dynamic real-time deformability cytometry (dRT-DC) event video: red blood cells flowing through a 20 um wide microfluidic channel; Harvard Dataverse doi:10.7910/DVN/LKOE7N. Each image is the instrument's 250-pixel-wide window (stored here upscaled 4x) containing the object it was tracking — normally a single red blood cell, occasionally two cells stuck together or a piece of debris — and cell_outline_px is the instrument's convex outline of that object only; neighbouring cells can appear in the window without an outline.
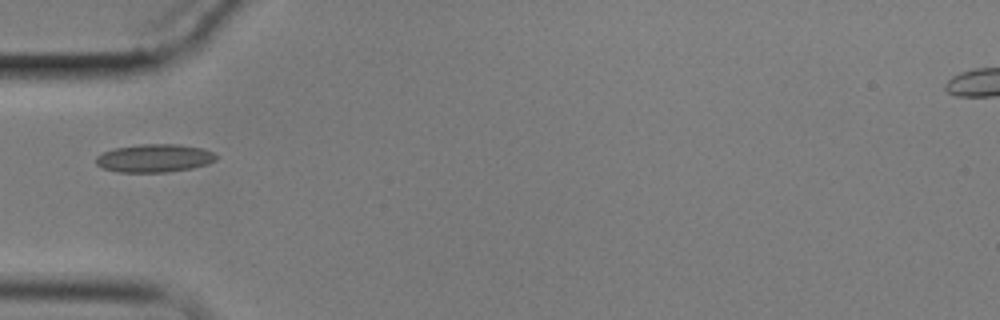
{"species": "common noctule bat (a hibernating species)", "species_latin": "Nyctalus noctula", "temperature_condition": "cold", "stored_images_in_passage": 4, "camera_frame_rate_fps": 3000, "um_per_image_px": 0.085, "animal": {"sex": "male", "body_mass_g": 17.9}, "frame": {"image": 1, "passage_image": 1, "time_ms": 0.0, "image_size_px": [1000, 320], "cell_outline_px": [[220, 156], [216, 160], [208, 164], [192, 168], [168, 172], [116, 172], [104, 168], [96, 164], [96, 156], [104, 152], [116, 148], [140, 144], [180, 144], [204, 148]], "centroid_in_image_um": [13.18, 13.44], "position_along_channel_um": 71.8, "area_um2": 19.83}}
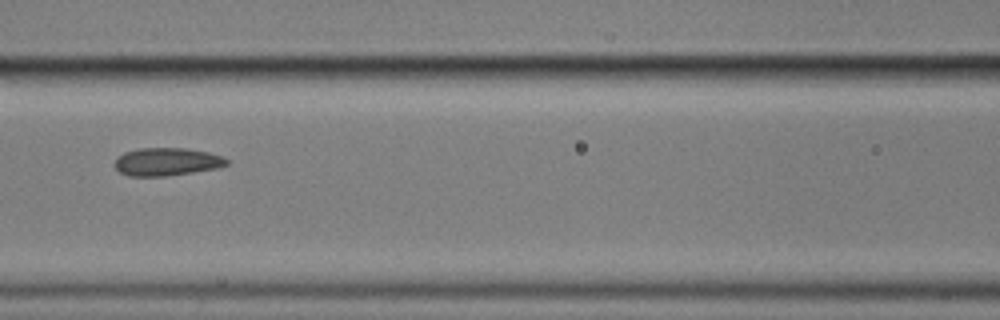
{"frame": {"image": 2, "passage_image": 3, "time_ms": 2.333, "image_size_px": [1000, 320], "cell_outline_px": [[228, 164], [220, 168], [164, 176], [128, 176], [120, 172], [116, 168], [116, 160], [124, 152], [140, 148], [184, 148], [208, 152], [224, 156], [228, 160]], "centroid_in_image_um": [14.22, 13.75], "position_along_channel_um": 152.4, "area_um2": 18.15}}
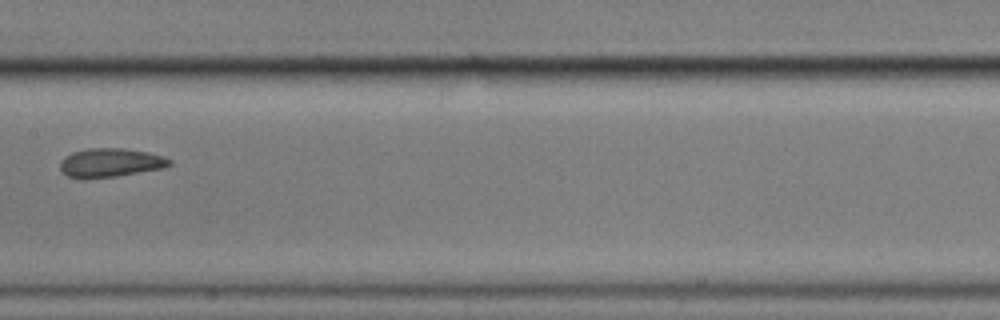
{"frame": {"image": 3, "passage_image": 4, "time_ms": 3.667, "image_size_px": [1000, 320], "cell_outline_px": [[172, 164], [164, 168], [116, 176], [68, 176], [60, 168], [60, 160], [64, 156], [72, 152], [88, 148], [124, 148], [148, 152], [172, 160]], "centroid_in_image_um": [9.42, 13.79], "position_along_channel_um": 198.0, "area_um2": 17.86}}